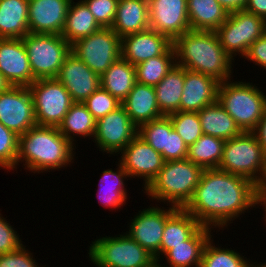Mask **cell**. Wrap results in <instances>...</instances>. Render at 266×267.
I'll return each instance as SVG.
<instances>
[{
	"label": "cell",
	"mask_w": 266,
	"mask_h": 267,
	"mask_svg": "<svg viewBox=\"0 0 266 267\" xmlns=\"http://www.w3.org/2000/svg\"><path fill=\"white\" fill-rule=\"evenodd\" d=\"M243 59H245L244 62H252L254 66L263 68L262 73H264L263 71L266 70V33L249 46Z\"/></svg>",
	"instance_id": "cell-45"
},
{
	"label": "cell",
	"mask_w": 266,
	"mask_h": 267,
	"mask_svg": "<svg viewBox=\"0 0 266 267\" xmlns=\"http://www.w3.org/2000/svg\"><path fill=\"white\" fill-rule=\"evenodd\" d=\"M173 46L166 35L149 28L121 38V57L133 66L165 54Z\"/></svg>",
	"instance_id": "cell-18"
},
{
	"label": "cell",
	"mask_w": 266,
	"mask_h": 267,
	"mask_svg": "<svg viewBox=\"0 0 266 267\" xmlns=\"http://www.w3.org/2000/svg\"><path fill=\"white\" fill-rule=\"evenodd\" d=\"M198 115L204 135L226 141L243 132L217 100L198 111Z\"/></svg>",
	"instance_id": "cell-28"
},
{
	"label": "cell",
	"mask_w": 266,
	"mask_h": 267,
	"mask_svg": "<svg viewBox=\"0 0 266 267\" xmlns=\"http://www.w3.org/2000/svg\"><path fill=\"white\" fill-rule=\"evenodd\" d=\"M33 97L36 124L57 127L75 103L56 78L37 79L29 87Z\"/></svg>",
	"instance_id": "cell-10"
},
{
	"label": "cell",
	"mask_w": 266,
	"mask_h": 267,
	"mask_svg": "<svg viewBox=\"0 0 266 267\" xmlns=\"http://www.w3.org/2000/svg\"><path fill=\"white\" fill-rule=\"evenodd\" d=\"M83 104L96 121L122 105L116 97L102 87H99Z\"/></svg>",
	"instance_id": "cell-39"
},
{
	"label": "cell",
	"mask_w": 266,
	"mask_h": 267,
	"mask_svg": "<svg viewBox=\"0 0 266 267\" xmlns=\"http://www.w3.org/2000/svg\"><path fill=\"white\" fill-rule=\"evenodd\" d=\"M117 158L132 179H142L144 190L162 169L164 159L140 136H136Z\"/></svg>",
	"instance_id": "cell-15"
},
{
	"label": "cell",
	"mask_w": 266,
	"mask_h": 267,
	"mask_svg": "<svg viewBox=\"0 0 266 267\" xmlns=\"http://www.w3.org/2000/svg\"><path fill=\"white\" fill-rule=\"evenodd\" d=\"M255 188L254 182L242 176L218 168L204 169L184 209L202 226L223 232L229 230L233 221L235 224L237 219L241 220L242 214L255 208Z\"/></svg>",
	"instance_id": "cell-1"
},
{
	"label": "cell",
	"mask_w": 266,
	"mask_h": 267,
	"mask_svg": "<svg viewBox=\"0 0 266 267\" xmlns=\"http://www.w3.org/2000/svg\"><path fill=\"white\" fill-rule=\"evenodd\" d=\"M71 52L101 77L121 57V38L111 28H101L73 43Z\"/></svg>",
	"instance_id": "cell-11"
},
{
	"label": "cell",
	"mask_w": 266,
	"mask_h": 267,
	"mask_svg": "<svg viewBox=\"0 0 266 267\" xmlns=\"http://www.w3.org/2000/svg\"><path fill=\"white\" fill-rule=\"evenodd\" d=\"M254 267H266V261L258 263V260L254 262Z\"/></svg>",
	"instance_id": "cell-53"
},
{
	"label": "cell",
	"mask_w": 266,
	"mask_h": 267,
	"mask_svg": "<svg viewBox=\"0 0 266 267\" xmlns=\"http://www.w3.org/2000/svg\"><path fill=\"white\" fill-rule=\"evenodd\" d=\"M150 28L174 41L190 30L187 0H148Z\"/></svg>",
	"instance_id": "cell-16"
},
{
	"label": "cell",
	"mask_w": 266,
	"mask_h": 267,
	"mask_svg": "<svg viewBox=\"0 0 266 267\" xmlns=\"http://www.w3.org/2000/svg\"><path fill=\"white\" fill-rule=\"evenodd\" d=\"M138 135V126L130 119L121 105L116 110L96 121L93 138L99 152L109 155L118 154ZM105 153V154H104Z\"/></svg>",
	"instance_id": "cell-12"
},
{
	"label": "cell",
	"mask_w": 266,
	"mask_h": 267,
	"mask_svg": "<svg viewBox=\"0 0 266 267\" xmlns=\"http://www.w3.org/2000/svg\"><path fill=\"white\" fill-rule=\"evenodd\" d=\"M58 129L66 139L76 146V137L93 140L96 120L83 103L75 102L66 113Z\"/></svg>",
	"instance_id": "cell-33"
},
{
	"label": "cell",
	"mask_w": 266,
	"mask_h": 267,
	"mask_svg": "<svg viewBox=\"0 0 266 267\" xmlns=\"http://www.w3.org/2000/svg\"><path fill=\"white\" fill-rule=\"evenodd\" d=\"M185 83V68L175 64L154 87L157 103L163 116L180 111V101Z\"/></svg>",
	"instance_id": "cell-30"
},
{
	"label": "cell",
	"mask_w": 266,
	"mask_h": 267,
	"mask_svg": "<svg viewBox=\"0 0 266 267\" xmlns=\"http://www.w3.org/2000/svg\"><path fill=\"white\" fill-rule=\"evenodd\" d=\"M138 136L163 157L166 141V116L141 124L138 127Z\"/></svg>",
	"instance_id": "cell-40"
},
{
	"label": "cell",
	"mask_w": 266,
	"mask_h": 267,
	"mask_svg": "<svg viewBox=\"0 0 266 267\" xmlns=\"http://www.w3.org/2000/svg\"><path fill=\"white\" fill-rule=\"evenodd\" d=\"M11 87V84L7 81V79L0 72V93L8 90Z\"/></svg>",
	"instance_id": "cell-50"
},
{
	"label": "cell",
	"mask_w": 266,
	"mask_h": 267,
	"mask_svg": "<svg viewBox=\"0 0 266 267\" xmlns=\"http://www.w3.org/2000/svg\"><path fill=\"white\" fill-rule=\"evenodd\" d=\"M173 46L176 64L186 70L211 76L220 83L234 77L235 61L221 46L216 32L190 29L178 36Z\"/></svg>",
	"instance_id": "cell-3"
},
{
	"label": "cell",
	"mask_w": 266,
	"mask_h": 267,
	"mask_svg": "<svg viewBox=\"0 0 266 267\" xmlns=\"http://www.w3.org/2000/svg\"><path fill=\"white\" fill-rule=\"evenodd\" d=\"M175 64L176 54L172 46L165 54L136 65V82L155 87Z\"/></svg>",
	"instance_id": "cell-36"
},
{
	"label": "cell",
	"mask_w": 266,
	"mask_h": 267,
	"mask_svg": "<svg viewBox=\"0 0 266 267\" xmlns=\"http://www.w3.org/2000/svg\"><path fill=\"white\" fill-rule=\"evenodd\" d=\"M150 204L148 208L138 210L133 218L130 217L129 228L125 229L129 231L125 233L155 257L160 251L165 222L178 208Z\"/></svg>",
	"instance_id": "cell-13"
},
{
	"label": "cell",
	"mask_w": 266,
	"mask_h": 267,
	"mask_svg": "<svg viewBox=\"0 0 266 267\" xmlns=\"http://www.w3.org/2000/svg\"><path fill=\"white\" fill-rule=\"evenodd\" d=\"M0 122L18 136L37 125L28 87L11 86L0 93Z\"/></svg>",
	"instance_id": "cell-14"
},
{
	"label": "cell",
	"mask_w": 266,
	"mask_h": 267,
	"mask_svg": "<svg viewBox=\"0 0 266 267\" xmlns=\"http://www.w3.org/2000/svg\"><path fill=\"white\" fill-rule=\"evenodd\" d=\"M18 144L19 136L0 122V169L16 171Z\"/></svg>",
	"instance_id": "cell-38"
},
{
	"label": "cell",
	"mask_w": 266,
	"mask_h": 267,
	"mask_svg": "<svg viewBox=\"0 0 266 267\" xmlns=\"http://www.w3.org/2000/svg\"><path fill=\"white\" fill-rule=\"evenodd\" d=\"M147 267H167L164 264L161 263L160 260H154L150 265Z\"/></svg>",
	"instance_id": "cell-52"
},
{
	"label": "cell",
	"mask_w": 266,
	"mask_h": 267,
	"mask_svg": "<svg viewBox=\"0 0 266 267\" xmlns=\"http://www.w3.org/2000/svg\"><path fill=\"white\" fill-rule=\"evenodd\" d=\"M33 77L56 78L71 45L61 35L28 33L23 38Z\"/></svg>",
	"instance_id": "cell-8"
},
{
	"label": "cell",
	"mask_w": 266,
	"mask_h": 267,
	"mask_svg": "<svg viewBox=\"0 0 266 267\" xmlns=\"http://www.w3.org/2000/svg\"><path fill=\"white\" fill-rule=\"evenodd\" d=\"M122 106L138 127L143 123L163 117L153 86L136 82L128 96L123 100Z\"/></svg>",
	"instance_id": "cell-23"
},
{
	"label": "cell",
	"mask_w": 266,
	"mask_h": 267,
	"mask_svg": "<svg viewBox=\"0 0 266 267\" xmlns=\"http://www.w3.org/2000/svg\"><path fill=\"white\" fill-rule=\"evenodd\" d=\"M220 82L211 76L185 69V83L180 101V111L198 112L214 103Z\"/></svg>",
	"instance_id": "cell-21"
},
{
	"label": "cell",
	"mask_w": 266,
	"mask_h": 267,
	"mask_svg": "<svg viewBox=\"0 0 266 267\" xmlns=\"http://www.w3.org/2000/svg\"><path fill=\"white\" fill-rule=\"evenodd\" d=\"M187 13L192 30L214 32L229 15L217 0H187Z\"/></svg>",
	"instance_id": "cell-29"
},
{
	"label": "cell",
	"mask_w": 266,
	"mask_h": 267,
	"mask_svg": "<svg viewBox=\"0 0 266 267\" xmlns=\"http://www.w3.org/2000/svg\"><path fill=\"white\" fill-rule=\"evenodd\" d=\"M101 87L121 103L136 83V68L120 57L101 77Z\"/></svg>",
	"instance_id": "cell-32"
},
{
	"label": "cell",
	"mask_w": 266,
	"mask_h": 267,
	"mask_svg": "<svg viewBox=\"0 0 266 267\" xmlns=\"http://www.w3.org/2000/svg\"><path fill=\"white\" fill-rule=\"evenodd\" d=\"M74 1L70 2L65 27L61 34L70 45L102 28L82 0Z\"/></svg>",
	"instance_id": "cell-31"
},
{
	"label": "cell",
	"mask_w": 266,
	"mask_h": 267,
	"mask_svg": "<svg viewBox=\"0 0 266 267\" xmlns=\"http://www.w3.org/2000/svg\"><path fill=\"white\" fill-rule=\"evenodd\" d=\"M252 82L234 80L221 82L217 101L235 120L242 131L252 132L266 108V95Z\"/></svg>",
	"instance_id": "cell-5"
},
{
	"label": "cell",
	"mask_w": 266,
	"mask_h": 267,
	"mask_svg": "<svg viewBox=\"0 0 266 267\" xmlns=\"http://www.w3.org/2000/svg\"><path fill=\"white\" fill-rule=\"evenodd\" d=\"M102 28H111L119 0H82Z\"/></svg>",
	"instance_id": "cell-42"
},
{
	"label": "cell",
	"mask_w": 266,
	"mask_h": 267,
	"mask_svg": "<svg viewBox=\"0 0 266 267\" xmlns=\"http://www.w3.org/2000/svg\"><path fill=\"white\" fill-rule=\"evenodd\" d=\"M168 117L173 128L188 147L203 135L198 112L177 111Z\"/></svg>",
	"instance_id": "cell-37"
},
{
	"label": "cell",
	"mask_w": 266,
	"mask_h": 267,
	"mask_svg": "<svg viewBox=\"0 0 266 267\" xmlns=\"http://www.w3.org/2000/svg\"><path fill=\"white\" fill-rule=\"evenodd\" d=\"M188 146L173 128L172 122L166 116V141L163 148L164 161L182 160L187 158Z\"/></svg>",
	"instance_id": "cell-41"
},
{
	"label": "cell",
	"mask_w": 266,
	"mask_h": 267,
	"mask_svg": "<svg viewBox=\"0 0 266 267\" xmlns=\"http://www.w3.org/2000/svg\"><path fill=\"white\" fill-rule=\"evenodd\" d=\"M34 253L28 248L26 249L25 242L17 250L0 254V267H45L38 264V260L33 257Z\"/></svg>",
	"instance_id": "cell-43"
},
{
	"label": "cell",
	"mask_w": 266,
	"mask_h": 267,
	"mask_svg": "<svg viewBox=\"0 0 266 267\" xmlns=\"http://www.w3.org/2000/svg\"><path fill=\"white\" fill-rule=\"evenodd\" d=\"M29 0H0V38L21 39L29 33Z\"/></svg>",
	"instance_id": "cell-27"
},
{
	"label": "cell",
	"mask_w": 266,
	"mask_h": 267,
	"mask_svg": "<svg viewBox=\"0 0 266 267\" xmlns=\"http://www.w3.org/2000/svg\"><path fill=\"white\" fill-rule=\"evenodd\" d=\"M263 150L266 151V108L262 118L260 119L257 127L252 131Z\"/></svg>",
	"instance_id": "cell-47"
},
{
	"label": "cell",
	"mask_w": 266,
	"mask_h": 267,
	"mask_svg": "<svg viewBox=\"0 0 266 267\" xmlns=\"http://www.w3.org/2000/svg\"><path fill=\"white\" fill-rule=\"evenodd\" d=\"M255 209L259 206H263L264 209V222L266 224V184L256 185L255 188ZM266 226V225H265Z\"/></svg>",
	"instance_id": "cell-48"
},
{
	"label": "cell",
	"mask_w": 266,
	"mask_h": 267,
	"mask_svg": "<svg viewBox=\"0 0 266 267\" xmlns=\"http://www.w3.org/2000/svg\"><path fill=\"white\" fill-rule=\"evenodd\" d=\"M150 28L148 0H119L111 29L122 38Z\"/></svg>",
	"instance_id": "cell-25"
},
{
	"label": "cell",
	"mask_w": 266,
	"mask_h": 267,
	"mask_svg": "<svg viewBox=\"0 0 266 267\" xmlns=\"http://www.w3.org/2000/svg\"><path fill=\"white\" fill-rule=\"evenodd\" d=\"M264 150L253 132L243 131L226 140L218 169L249 179L260 185Z\"/></svg>",
	"instance_id": "cell-7"
},
{
	"label": "cell",
	"mask_w": 266,
	"mask_h": 267,
	"mask_svg": "<svg viewBox=\"0 0 266 267\" xmlns=\"http://www.w3.org/2000/svg\"><path fill=\"white\" fill-rule=\"evenodd\" d=\"M215 32L223 49L235 61L243 58L249 46L266 33V20L242 9L229 13Z\"/></svg>",
	"instance_id": "cell-9"
},
{
	"label": "cell",
	"mask_w": 266,
	"mask_h": 267,
	"mask_svg": "<svg viewBox=\"0 0 266 267\" xmlns=\"http://www.w3.org/2000/svg\"><path fill=\"white\" fill-rule=\"evenodd\" d=\"M215 229L201 226L188 240L170 249L160 260L167 267H200L204 247ZM167 264V265H166ZM169 265V266H168Z\"/></svg>",
	"instance_id": "cell-24"
},
{
	"label": "cell",
	"mask_w": 266,
	"mask_h": 267,
	"mask_svg": "<svg viewBox=\"0 0 266 267\" xmlns=\"http://www.w3.org/2000/svg\"><path fill=\"white\" fill-rule=\"evenodd\" d=\"M225 140L211 135H202L188 147L187 159L203 169L218 168L223 155Z\"/></svg>",
	"instance_id": "cell-34"
},
{
	"label": "cell",
	"mask_w": 266,
	"mask_h": 267,
	"mask_svg": "<svg viewBox=\"0 0 266 267\" xmlns=\"http://www.w3.org/2000/svg\"><path fill=\"white\" fill-rule=\"evenodd\" d=\"M0 72L11 86L29 87L35 82L22 38H0Z\"/></svg>",
	"instance_id": "cell-19"
},
{
	"label": "cell",
	"mask_w": 266,
	"mask_h": 267,
	"mask_svg": "<svg viewBox=\"0 0 266 267\" xmlns=\"http://www.w3.org/2000/svg\"><path fill=\"white\" fill-rule=\"evenodd\" d=\"M203 168L190 160L166 161L157 176L142 190L146 199L184 209L199 184ZM160 201V202H159Z\"/></svg>",
	"instance_id": "cell-4"
},
{
	"label": "cell",
	"mask_w": 266,
	"mask_h": 267,
	"mask_svg": "<svg viewBox=\"0 0 266 267\" xmlns=\"http://www.w3.org/2000/svg\"><path fill=\"white\" fill-rule=\"evenodd\" d=\"M117 168L113 171L112 168L104 169L99 178L98 189L96 190L97 199L104 208L111 209H122V206L126 205L129 194L126 184V180H130V176L124 169L122 164L116 161Z\"/></svg>",
	"instance_id": "cell-22"
},
{
	"label": "cell",
	"mask_w": 266,
	"mask_h": 267,
	"mask_svg": "<svg viewBox=\"0 0 266 267\" xmlns=\"http://www.w3.org/2000/svg\"><path fill=\"white\" fill-rule=\"evenodd\" d=\"M71 0H29V33L61 35Z\"/></svg>",
	"instance_id": "cell-20"
},
{
	"label": "cell",
	"mask_w": 266,
	"mask_h": 267,
	"mask_svg": "<svg viewBox=\"0 0 266 267\" xmlns=\"http://www.w3.org/2000/svg\"><path fill=\"white\" fill-rule=\"evenodd\" d=\"M75 149L57 127L36 125L19 136L16 173L19 166L42 175L72 167Z\"/></svg>",
	"instance_id": "cell-2"
},
{
	"label": "cell",
	"mask_w": 266,
	"mask_h": 267,
	"mask_svg": "<svg viewBox=\"0 0 266 267\" xmlns=\"http://www.w3.org/2000/svg\"><path fill=\"white\" fill-rule=\"evenodd\" d=\"M93 240L88 246L87 258L95 267H147L155 260L125 232Z\"/></svg>",
	"instance_id": "cell-6"
},
{
	"label": "cell",
	"mask_w": 266,
	"mask_h": 267,
	"mask_svg": "<svg viewBox=\"0 0 266 267\" xmlns=\"http://www.w3.org/2000/svg\"><path fill=\"white\" fill-rule=\"evenodd\" d=\"M266 184V151H264L262 172L260 174V185Z\"/></svg>",
	"instance_id": "cell-51"
},
{
	"label": "cell",
	"mask_w": 266,
	"mask_h": 267,
	"mask_svg": "<svg viewBox=\"0 0 266 267\" xmlns=\"http://www.w3.org/2000/svg\"><path fill=\"white\" fill-rule=\"evenodd\" d=\"M244 9L266 20V0H248Z\"/></svg>",
	"instance_id": "cell-46"
},
{
	"label": "cell",
	"mask_w": 266,
	"mask_h": 267,
	"mask_svg": "<svg viewBox=\"0 0 266 267\" xmlns=\"http://www.w3.org/2000/svg\"><path fill=\"white\" fill-rule=\"evenodd\" d=\"M229 13L245 8L248 0H217Z\"/></svg>",
	"instance_id": "cell-49"
},
{
	"label": "cell",
	"mask_w": 266,
	"mask_h": 267,
	"mask_svg": "<svg viewBox=\"0 0 266 267\" xmlns=\"http://www.w3.org/2000/svg\"><path fill=\"white\" fill-rule=\"evenodd\" d=\"M56 79L78 103H83L101 87L100 76L72 52L65 58Z\"/></svg>",
	"instance_id": "cell-17"
},
{
	"label": "cell",
	"mask_w": 266,
	"mask_h": 267,
	"mask_svg": "<svg viewBox=\"0 0 266 267\" xmlns=\"http://www.w3.org/2000/svg\"><path fill=\"white\" fill-rule=\"evenodd\" d=\"M6 218L0 212V254L15 251L24 244L16 228Z\"/></svg>",
	"instance_id": "cell-44"
},
{
	"label": "cell",
	"mask_w": 266,
	"mask_h": 267,
	"mask_svg": "<svg viewBox=\"0 0 266 267\" xmlns=\"http://www.w3.org/2000/svg\"><path fill=\"white\" fill-rule=\"evenodd\" d=\"M202 225L185 209H177L165 222L160 251L154 257L161 260L162 257L174 246L183 244Z\"/></svg>",
	"instance_id": "cell-26"
},
{
	"label": "cell",
	"mask_w": 266,
	"mask_h": 267,
	"mask_svg": "<svg viewBox=\"0 0 266 267\" xmlns=\"http://www.w3.org/2000/svg\"><path fill=\"white\" fill-rule=\"evenodd\" d=\"M213 238L214 236L204 247L200 267H254L255 260H250L243 256L244 253H239L231 247L225 248L219 243L215 244Z\"/></svg>",
	"instance_id": "cell-35"
}]
</instances>
